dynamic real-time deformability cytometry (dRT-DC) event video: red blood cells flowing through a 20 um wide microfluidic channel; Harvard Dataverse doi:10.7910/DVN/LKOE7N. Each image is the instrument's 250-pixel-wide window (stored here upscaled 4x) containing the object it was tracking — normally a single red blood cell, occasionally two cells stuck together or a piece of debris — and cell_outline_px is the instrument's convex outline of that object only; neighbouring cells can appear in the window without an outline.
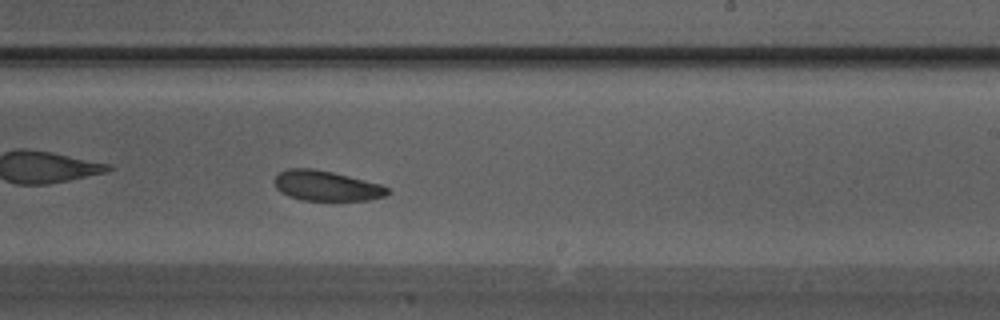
{"species": "Egyptian fruit bat (a non-hibernating species)", "species_latin": "Rousettus aegyptiacus", "temperature_condition": "warm", "stored_images_in_passage": 24, "camera_frame_rate_fps": 3000, "um_per_image_px": 0.085, "animal": {"sex": "male"}, "frame": {"image": 1, "passage_image": 11, "time_ms": 3.333, "image_size_px": [1000, 320], "cell_outline_px": [[392, 192], [384, 196], [368, 200], [304, 200], [288, 196], [280, 192], [276, 188], [272, 180], [280, 172], [288, 168], [312, 168], [332, 172], [380, 184], [388, 188]], "centroid_in_image_um": [27.71, 15.79], "position_along_channel_um": 261.3, "area_um2": 19.83}}